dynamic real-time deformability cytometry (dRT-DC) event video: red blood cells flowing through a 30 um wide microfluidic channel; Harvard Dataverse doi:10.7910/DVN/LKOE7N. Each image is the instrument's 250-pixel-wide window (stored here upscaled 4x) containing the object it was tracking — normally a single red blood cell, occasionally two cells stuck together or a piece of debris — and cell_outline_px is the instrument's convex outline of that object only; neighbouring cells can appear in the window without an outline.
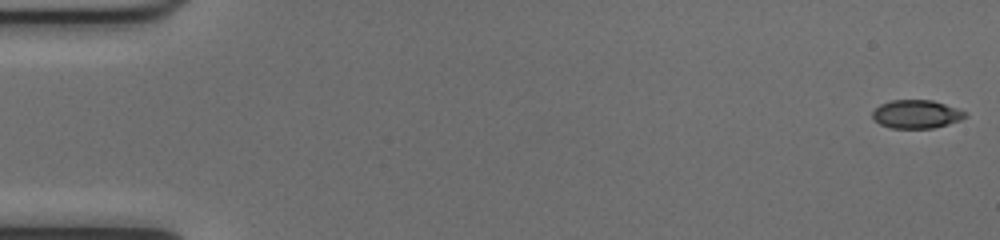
{"species": "common noctule bat (a hibernating species)", "species_latin": "Nyctalus noctula", "temperature_condition": "cold", "stored_images_in_passage": 52, "camera_frame_rate_fps": 3000, "um_per_image_px": 0.085, "animal": {"sex": "female", "body_mass_g": 17.0, "forearm_length_mm": 48.0}, "frame": {"image": 1, "passage_image": 1, "time_ms": 0.0, "image_size_px": [1000, 240], "cell_outline_px": [[968, 116], [960, 120], [948, 124], [932, 128], [892, 128], [880, 124], [872, 116], [872, 112], [880, 104], [892, 100], [932, 100], [968, 112]], "centroid_in_image_um": [77.91, 9.7], "position_along_channel_um": 7.1, "area_um2": 15.26}}
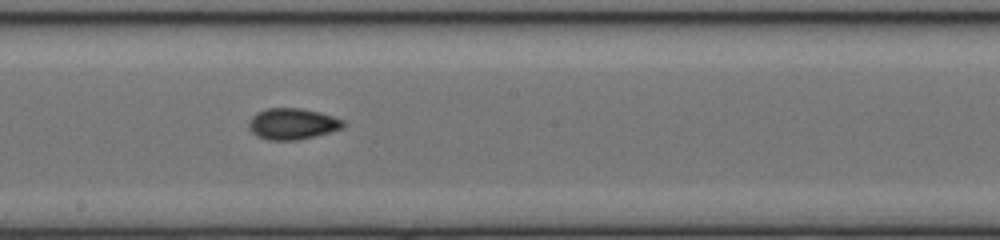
{"frame": {"image": 2, "passage_image": 29, "time_ms": 9.333, "image_size_px": [1000, 240], "cell_outline_px": [[348, 124], [344, 128], [296, 140], [268, 140], [256, 136], [248, 128], [248, 120], [256, 112], [268, 108], [300, 108], [320, 112], [344, 120]], "centroid_in_image_um": [24.84, 10.52], "position_along_channel_um": 223.4, "area_um2": 17.28}}
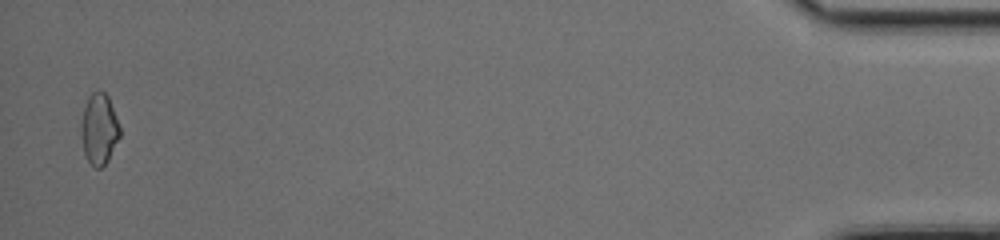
{"frame": {"image": 3, "passage_image": 51, "time_ms": 16.667, "image_size_px": [1000, 240], "cell_outline_px": [[120, 136], [108, 160], [100, 168], [96, 168], [88, 160], [84, 152], [80, 136], [80, 124], [84, 108], [88, 96], [92, 92], [104, 92], [108, 96], [120, 128]], "centroid_in_image_um": [8.4, 10.97], "position_along_channel_um": 426.8, "area_um2": 15.9}, "authors_computed_cell_mechanics": {"area_um2": 16.1551, "velocity_mm_per_s": 4.0317, "shape_relaxation_time_tau1_ms": 10.8516, "shape_relaxation_time_tau2_ms": 2.5394, "deformation_change_tau1": 0.171, "deformation_change_tau2": 0.0659}}